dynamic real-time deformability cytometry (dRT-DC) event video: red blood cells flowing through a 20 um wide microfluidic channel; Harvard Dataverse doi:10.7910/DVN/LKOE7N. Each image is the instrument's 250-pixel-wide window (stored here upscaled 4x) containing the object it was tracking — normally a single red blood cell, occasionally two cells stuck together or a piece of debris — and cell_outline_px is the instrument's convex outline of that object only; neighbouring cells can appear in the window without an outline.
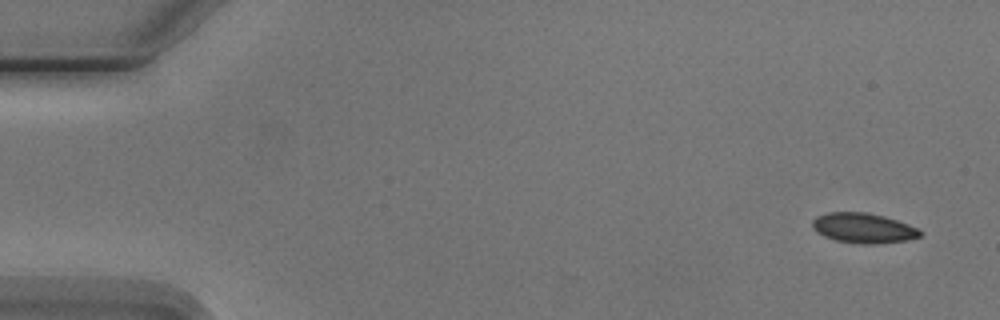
{"species": "Egyptian fruit bat (a non-hibernating species)", "species_latin": "Rousettus aegyptiacus", "temperature_condition": "cold", "stored_images_in_passage": 6, "camera_frame_rate_fps": 3000, "um_per_image_px": 0.085, "animal": {"sex": "male"}, "frame": {"image": 1, "passage_image": 1, "time_ms": 0.0, "image_size_px": [1000, 320], "cell_outline_px": [[924, 232], [920, 236], [908, 240], [876, 244], [860, 244], [836, 240], [824, 236], [812, 228], [812, 220], [816, 216], [828, 212], [868, 212], [884, 216], [908, 224]], "centroid_in_image_um": [73.38, 19.38], "position_along_channel_um": 11.6, "area_um2": 18.9}}
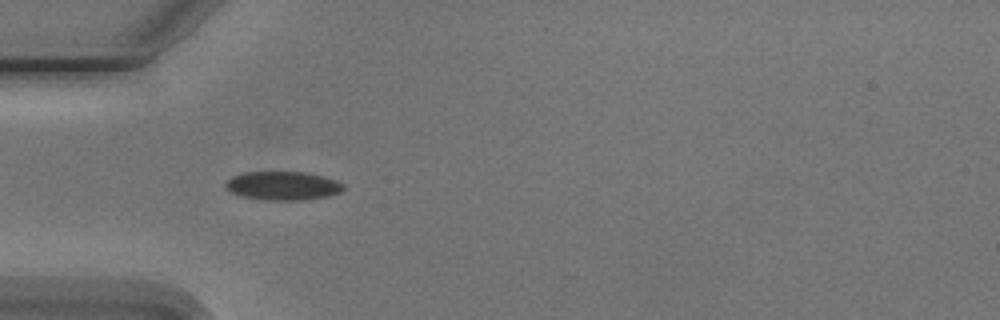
{"frame": {"image": 2, "passage_image": 5, "time_ms": 4.667, "image_size_px": [1000, 320], "cell_outline_px": [[344, 188], [340, 192], [328, 196], [304, 200], [264, 200], [244, 196], [232, 192], [224, 184], [232, 176], [244, 172], [308, 172], [324, 176], [336, 180], [344, 184]], "centroid_in_image_um": [24.08, 15.78], "position_along_channel_um": 60.9, "area_um2": 19.65}}
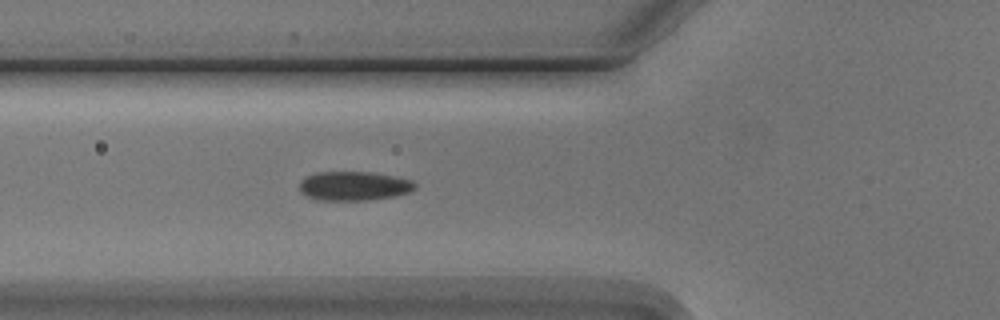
{"frame": {"image": 3, "passage_image": 6, "time_ms": 5.667, "image_size_px": [1000, 320], "cell_outline_px": [[416, 188], [408, 192], [396, 196], [364, 200], [320, 200], [308, 196], [300, 192], [300, 180], [304, 176], [316, 172], [372, 172], [396, 176], [412, 180], [416, 184]], "centroid_in_image_um": [30.08, 15.79], "position_along_channel_um": 95.7, "area_um2": 19.71}}